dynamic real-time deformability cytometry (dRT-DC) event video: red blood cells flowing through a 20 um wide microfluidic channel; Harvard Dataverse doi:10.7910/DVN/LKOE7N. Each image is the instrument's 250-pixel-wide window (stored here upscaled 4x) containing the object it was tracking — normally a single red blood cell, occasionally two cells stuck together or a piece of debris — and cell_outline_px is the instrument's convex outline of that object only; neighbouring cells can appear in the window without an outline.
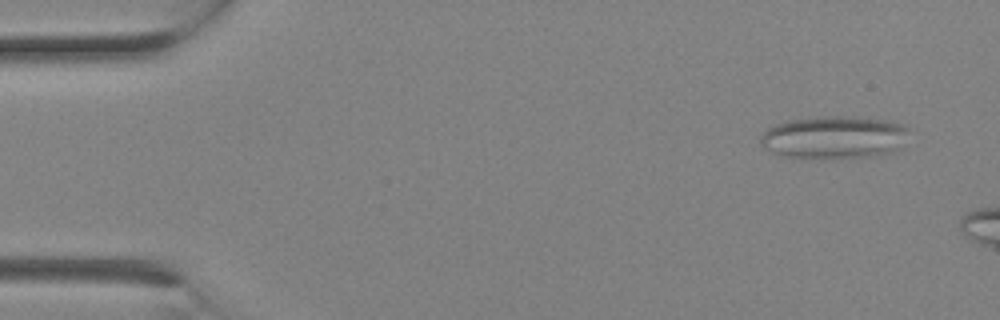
{"species": "Egyptian fruit bat (a non-hibernating species)", "species_latin": "Rousettus aegyptiacus", "temperature_condition": "room temperature", "stored_images_in_passage": 3, "camera_frame_rate_fps": 3000, "um_per_image_px": 0.085, "animal": {"sex": "female"}, "frame": {"image": 1, "passage_image": 3, "time_ms": 0.667, "image_size_px": [1000, 320], "cell_outline_px": [[908, 128], [900, 148], [888, 152], [872, 156], [832, 160], [820, 160], [788, 156], [768, 152], [760, 144], [760, 136], [768, 128], [776, 124], [788, 120], [820, 116], [836, 116], [884, 120], [904, 124]], "centroid_in_image_um": [70.83, 11.7], "position_along_channel_um": 14.2, "area_um2": 37.28}}